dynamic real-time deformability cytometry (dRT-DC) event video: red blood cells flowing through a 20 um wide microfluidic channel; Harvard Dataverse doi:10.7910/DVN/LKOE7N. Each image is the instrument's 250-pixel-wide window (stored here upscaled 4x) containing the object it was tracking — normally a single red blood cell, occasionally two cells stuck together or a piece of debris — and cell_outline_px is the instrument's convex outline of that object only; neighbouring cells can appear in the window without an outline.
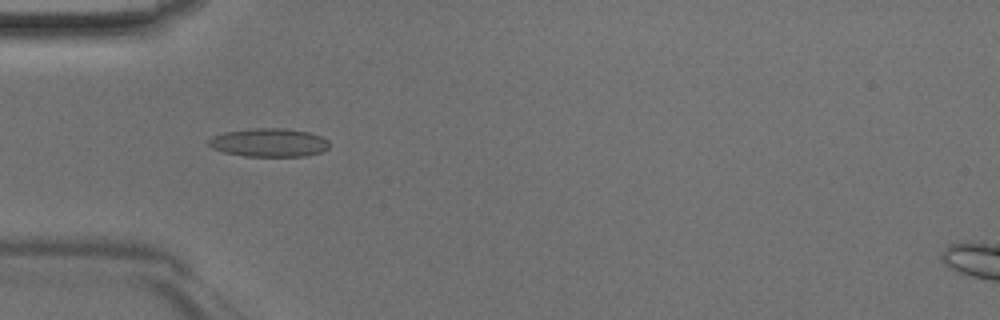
{"species": "Egyptian fruit bat (a non-hibernating species)", "species_latin": "Rousettus aegyptiacus", "temperature_condition": "room temperature", "stored_images_in_passage": 46, "camera_frame_rate_fps": 3000, "um_per_image_px": 0.085, "animal": {"sex": "male"}, "frame": {"image": 1, "passage_image": 14, "time_ms": 4.333, "image_size_px": [1000, 320], "cell_outline_px": [[328, 148], [320, 152], [304, 156], [244, 156], [224, 152], [212, 148], [208, 144], [208, 140], [212, 136], [224, 132], [252, 128], [284, 128], [308, 132], [320, 136], [328, 140]], "centroid_in_image_um": [22.83, 12.11], "position_along_channel_um": 62.2, "area_um2": 19.94}}
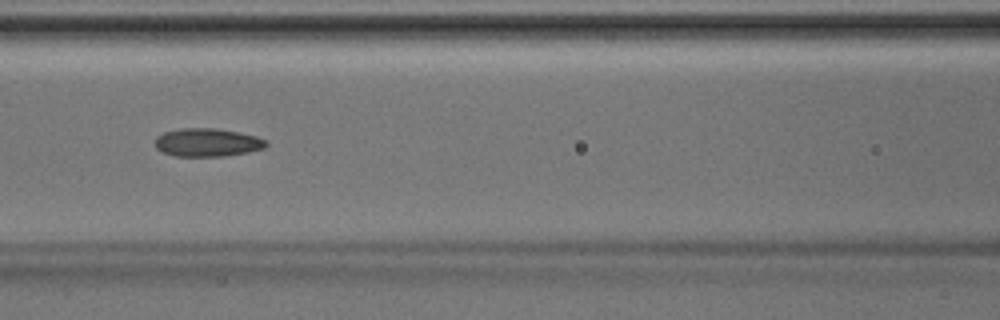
{"frame": {"image": 2, "passage_image": 20, "time_ms": 6.333, "image_size_px": [1000, 320], "cell_outline_px": [[268, 144], [264, 148], [248, 152], [220, 156], [176, 156], [164, 152], [156, 148], [156, 136], [164, 132], [180, 128], [216, 128], [256, 136], [268, 140]], "centroid_in_image_um": [17.63, 12.1], "position_along_channel_um": 149.0, "area_um2": 18.15}}